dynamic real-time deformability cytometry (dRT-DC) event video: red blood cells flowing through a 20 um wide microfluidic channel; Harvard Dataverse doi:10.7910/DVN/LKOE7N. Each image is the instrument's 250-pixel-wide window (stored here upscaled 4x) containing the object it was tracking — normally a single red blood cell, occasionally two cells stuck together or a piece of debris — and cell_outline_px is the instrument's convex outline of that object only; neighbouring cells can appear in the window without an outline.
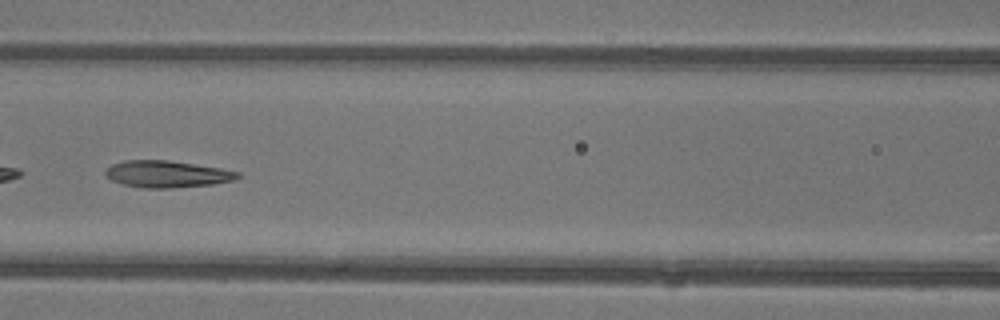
{"species": "common noctule bat (a hibernating species)", "species_latin": "Nyctalus noctula", "temperature_condition": "warm", "stored_images_in_passage": 5, "camera_frame_rate_fps": 3000, "um_per_image_px": 0.085, "animal": {"sex": "female"}, "frame": {"image": 1, "passage_image": 5, "time_ms": 1.333, "image_size_px": [1000, 320], "cell_outline_px": [[240, 176], [236, 180], [212, 184], [168, 188], [140, 188], [124, 184], [112, 180], [104, 172], [112, 164], [124, 160], [168, 160], [220, 168], [240, 172]], "centroid_in_image_um": [14.21, 14.79], "position_along_channel_um": 152.4, "area_um2": 20.52}}